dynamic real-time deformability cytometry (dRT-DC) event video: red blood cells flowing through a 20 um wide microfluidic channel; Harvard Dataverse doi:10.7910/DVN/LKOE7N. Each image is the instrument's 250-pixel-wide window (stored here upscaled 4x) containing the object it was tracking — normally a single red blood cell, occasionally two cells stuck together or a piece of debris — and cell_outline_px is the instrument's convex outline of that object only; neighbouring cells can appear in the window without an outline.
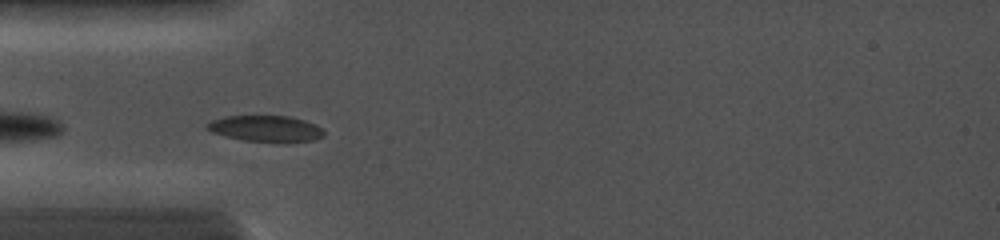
{"species": "common noctule bat (a hibernating species)", "species_latin": "Nyctalus noctula", "temperature_condition": "cold", "stored_images_in_passage": 3, "camera_frame_rate_fps": 5000, "um_per_image_px": 0.085, "animal": {"sex": "female", "body_mass_g": 19.0, "forearm_length_mm": 56.7}, "frame": {"image": 1, "passage_image": 1, "time_ms": 0.0, "image_size_px": [1000, 240], "cell_outline_px": [[324, 136], [316, 140], [244, 140], [224, 136], [212, 132], [208, 128], [208, 124], [212, 120], [224, 116], [288, 116], [304, 120], [320, 128], [324, 132]], "centroid_in_image_um": [22.56, 10.9], "position_along_channel_um": 62.4, "area_um2": 16.99}}
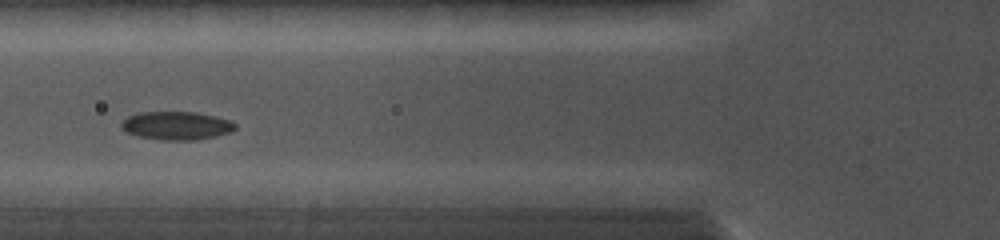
{"frame": {"image": 2, "passage_image": 2, "time_ms": 1.2, "image_size_px": [1000, 240], "cell_outline_px": [[236, 128], [232, 132], [216, 136], [196, 140], [160, 140], [140, 136], [128, 132], [120, 128], [120, 124], [128, 116], [136, 112], [196, 112], [232, 120], [236, 124]], "centroid_in_image_um": [15.03, 10.67], "position_along_channel_um": 110.8, "area_um2": 18.9}}
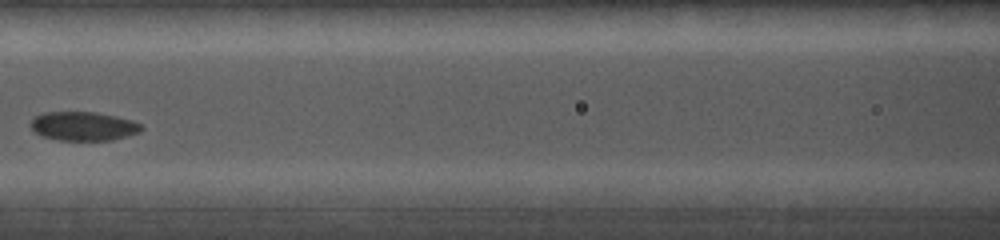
{"frame": {"image": 3, "passage_image": 3, "time_ms": 2.4, "image_size_px": [1000, 240], "cell_outline_px": [[144, 128], [140, 132], [112, 140], [56, 140], [44, 136], [36, 132], [28, 124], [36, 116], [44, 112], [96, 112], [116, 116], [132, 120], [140, 124]], "centroid_in_image_um": [7.1, 10.72], "position_along_channel_um": 159.5, "area_um2": 18.61}}